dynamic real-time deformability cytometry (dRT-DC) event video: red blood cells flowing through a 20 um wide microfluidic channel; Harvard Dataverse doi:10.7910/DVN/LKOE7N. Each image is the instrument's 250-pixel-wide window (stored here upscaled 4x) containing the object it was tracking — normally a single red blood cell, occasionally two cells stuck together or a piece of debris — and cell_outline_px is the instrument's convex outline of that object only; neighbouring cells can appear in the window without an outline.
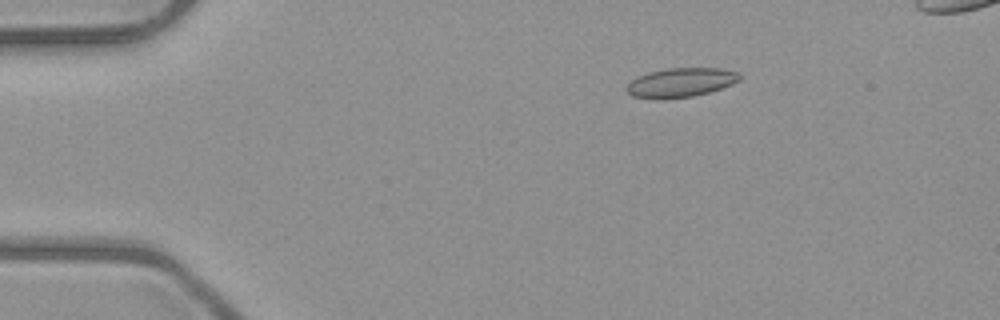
{"species": "common noctule bat (a hibernating species)", "species_latin": "Nyctalus noctula", "temperature_condition": "room temperature", "stored_images_in_passage": 6, "camera_frame_rate_fps": 3000, "um_per_image_px": 0.085, "animal": {"sex": "male", "body_mass_g": 23.1, "forearm_length_mm": 52.7}, "frame": {"image": 1, "passage_image": 3, "time_ms": 2.333, "image_size_px": [1000, 320], "cell_outline_px": [[740, 80], [732, 84], [708, 92], [692, 96], [664, 100], [660, 100], [632, 96], [624, 88], [636, 76], [648, 72], [668, 68], [720, 68], [736, 72], [740, 76]], "centroid_in_image_um": [57.8, 7.02], "position_along_channel_um": 27.2, "area_um2": 19.31}}